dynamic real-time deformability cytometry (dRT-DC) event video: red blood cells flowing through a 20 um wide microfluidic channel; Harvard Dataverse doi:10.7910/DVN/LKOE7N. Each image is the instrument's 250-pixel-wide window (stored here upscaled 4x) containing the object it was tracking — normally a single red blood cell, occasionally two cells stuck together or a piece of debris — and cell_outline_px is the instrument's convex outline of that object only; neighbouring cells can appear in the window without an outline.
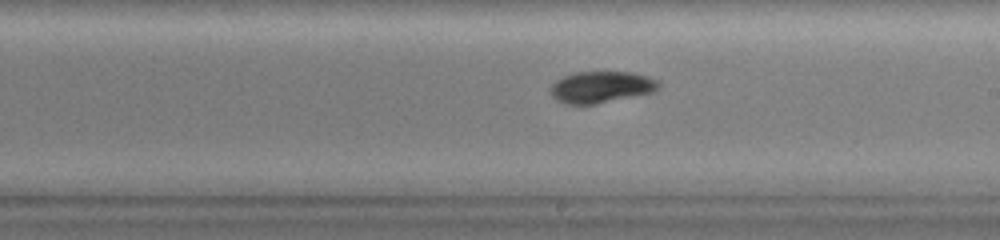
{"species": "common noctule bat (a hibernating species)", "species_latin": "Nyctalus noctula", "temperature_condition": "warm", "stored_images_in_passage": 70, "camera_frame_rate_fps": 3000, "um_per_image_px": 0.085, "animal": {"sex": "female", "body_mass_g": 19.0, "forearm_length_mm": 51.5}, "frame": {"image": 1, "passage_image": 41, "time_ms": 13.333, "image_size_px": [1000, 240], "cell_outline_px": [[660, 88], [652, 92], [596, 104], [564, 104], [556, 100], [548, 92], [552, 84], [556, 80], [564, 76], [576, 72], [632, 72], [648, 76], [660, 80]], "centroid_in_image_um": [51.09, 7.4], "position_along_channel_um": 237.9, "area_um2": 20.06}}
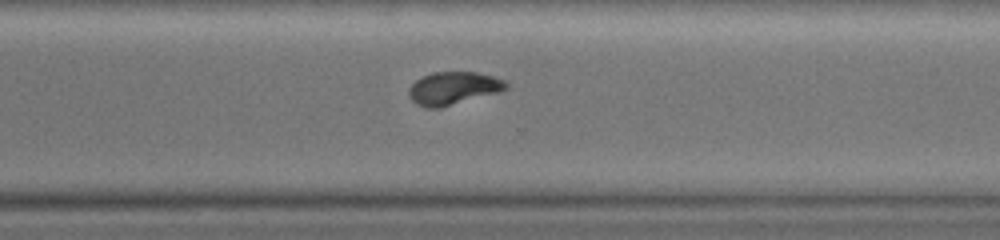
{"frame": {"image": 2, "passage_image": 51, "time_ms": 16.667, "image_size_px": [1000, 240], "cell_outline_px": [[508, 88], [500, 92], [440, 108], [424, 108], [416, 104], [408, 96], [408, 88], [416, 80], [432, 72], [476, 72], [508, 80]], "centroid_in_image_um": [38.54, 7.51], "position_along_channel_um": 332.1, "area_um2": 18.84}}
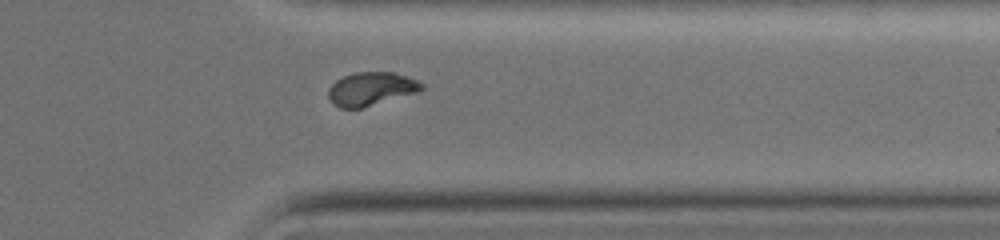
{"frame": {"image": 3, "passage_image": 56, "time_ms": 18.333, "image_size_px": [1000, 240], "cell_outline_px": [[424, 88], [420, 92], [360, 108], [340, 108], [332, 104], [328, 96], [328, 88], [336, 80], [352, 72], [392, 72], [408, 76], [424, 84]], "centroid_in_image_um": [31.55, 7.55], "position_along_channel_um": 379.9, "area_um2": 18.32}, "authors_computed_cell_mechanics": {"area_um2": 19.1896, "velocity_mm_per_s": 2.8186, "shape_relaxation_time_tau1_ms": 6.9186, "shape_relaxation_time_tau2_ms": 6.945, "deformation_change_tau1": 0.205, "deformation_change_tau2": 0.0715}}